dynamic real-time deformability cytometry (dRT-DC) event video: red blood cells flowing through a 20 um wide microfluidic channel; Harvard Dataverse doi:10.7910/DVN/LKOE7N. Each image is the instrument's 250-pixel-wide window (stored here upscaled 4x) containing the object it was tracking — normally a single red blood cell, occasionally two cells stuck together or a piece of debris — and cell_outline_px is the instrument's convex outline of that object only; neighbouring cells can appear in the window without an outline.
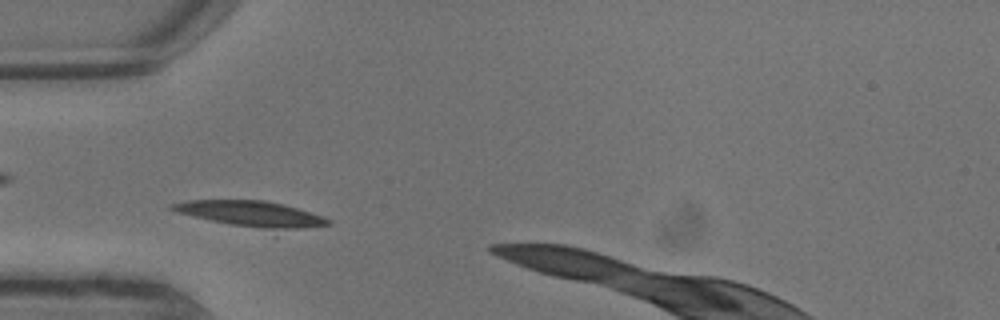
{"species": "common noctule bat (a hibernating species)", "species_latin": "Nyctalus noctula", "temperature_condition": "warm", "stored_images_in_passage": 4, "segment_of_instrument_passage": [1, 2], "camera_frame_rate_fps": 3000, "um_per_image_px": 0.085, "animal": {"sex": "male", "body_mass_g": 13.3}, "frame": {"image": 1, "passage_image": 2, "time_ms": 0.333, "image_size_px": [1000, 320], "cell_outline_px": [[332, 224], [276, 236], [180, 212], [168, 208], [172, 204], [188, 200], [264, 200], [296, 208], [324, 216], [332, 220]], "centroid_in_image_um": [21.6, 18.29], "position_along_channel_um": 63.4, "area_um2": 24.85}}
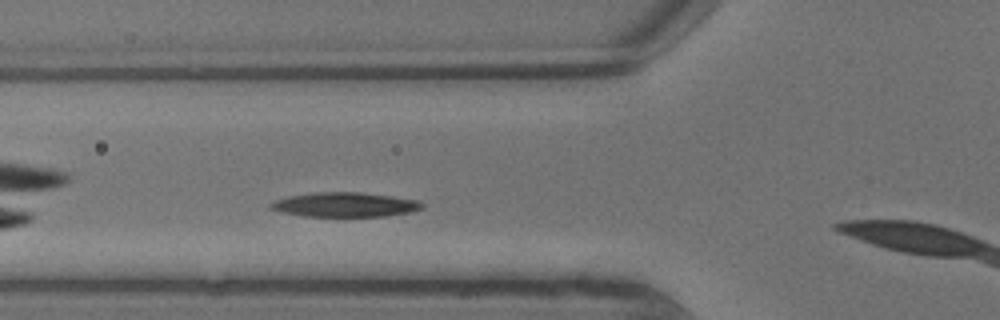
{"frame": {"image": 2, "passage_image": 3, "time_ms": 0.667, "image_size_px": [1000, 320], "cell_outline_px": [[424, 208], [408, 212], [384, 216], [304, 216], [284, 212], [268, 208], [268, 204], [276, 200], [288, 196], [316, 192], [360, 192], [392, 196], [416, 200], [424, 204]], "centroid_in_image_um": [29.3, 17.39], "position_along_channel_um": 96.5, "area_um2": 21.44}}